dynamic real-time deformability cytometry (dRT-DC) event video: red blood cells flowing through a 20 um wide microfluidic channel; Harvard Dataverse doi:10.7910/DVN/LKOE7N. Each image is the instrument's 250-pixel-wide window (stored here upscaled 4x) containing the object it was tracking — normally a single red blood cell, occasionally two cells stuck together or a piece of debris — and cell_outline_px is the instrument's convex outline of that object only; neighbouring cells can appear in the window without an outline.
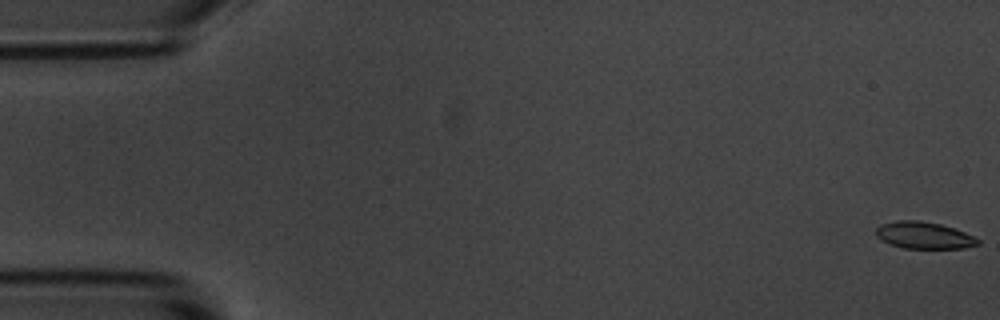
{"species": "common noctule bat (a hibernating species)", "species_latin": "Nyctalus noctula", "temperature_condition": "room temperature", "stored_images_in_passage": 5, "camera_frame_rate_fps": 3000, "um_per_image_px": 0.085, "animal": {"sex": "male", "body_mass_g": 20.1, "forearm_length_mm": 53.5}, "frame": {"image": 1, "passage_image": 1, "time_ms": 0.0, "image_size_px": [1000, 320], "cell_outline_px": [[980, 244], [964, 248], [904, 248], [888, 244], [876, 236], [876, 228], [880, 224], [896, 220], [920, 220], [940, 224], [964, 232], [980, 240]], "centroid_in_image_um": [78.5, 20.0], "position_along_channel_um": 6.5, "area_um2": 15.95}}
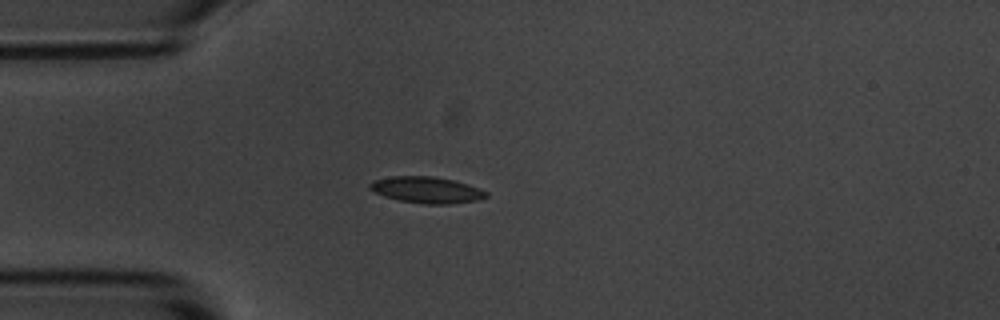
{"frame": {"image": 2, "passage_image": 5, "time_ms": 4.667, "image_size_px": [1000, 320], "cell_outline_px": [[488, 196], [476, 200], [448, 204], [424, 204], [400, 200], [384, 196], [368, 188], [368, 184], [372, 180], [392, 176], [432, 176], [452, 180], [468, 184], [480, 188], [488, 192]], "centroid_in_image_um": [36.25, 16.13], "position_along_channel_um": 48.8, "area_um2": 17.8}}